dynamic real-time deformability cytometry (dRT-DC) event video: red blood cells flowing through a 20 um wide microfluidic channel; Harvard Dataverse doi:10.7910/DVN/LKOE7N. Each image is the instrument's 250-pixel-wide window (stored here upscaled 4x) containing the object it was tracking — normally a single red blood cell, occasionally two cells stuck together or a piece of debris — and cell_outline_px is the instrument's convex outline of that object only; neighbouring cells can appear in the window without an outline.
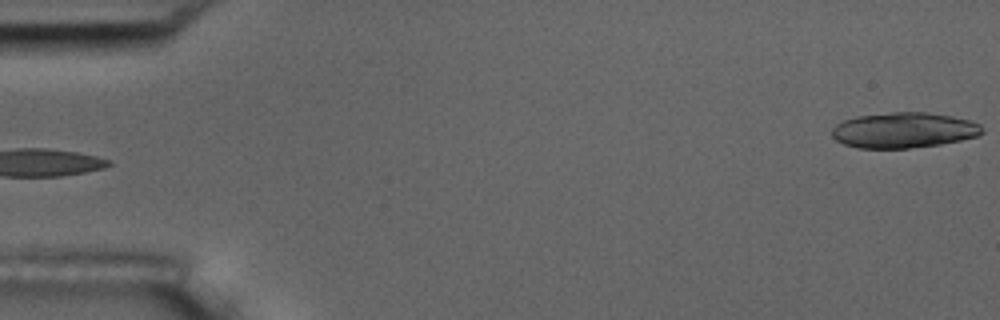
{"species": "common noctule bat (a hibernating species)", "species_latin": "Nyctalus noctula", "temperature_condition": "room temperature", "stored_images_in_passage": 4, "segment_of_instrument_passage": [2, 2], "camera_frame_rate_fps": 3000, "um_per_image_px": 0.085, "animal": {"sex": "male", "body_mass_g": 17.5, "forearm_length_mm": 52.3}, "frame": {"image": 1, "passage_image": 4, "time_ms": 3.667, "image_size_px": [1000, 320], "cell_outline_px": [[984, 132], [976, 136], [960, 140], [940, 144], [908, 148], [856, 148], [844, 144], [836, 140], [832, 136], [832, 128], [836, 124], [844, 120], [856, 116], [892, 112], [924, 112], [952, 116], [972, 120], [980, 124]], "centroid_in_image_um": [76.81, 11.06], "position_along_channel_um": 8.2, "area_um2": 31.1}}